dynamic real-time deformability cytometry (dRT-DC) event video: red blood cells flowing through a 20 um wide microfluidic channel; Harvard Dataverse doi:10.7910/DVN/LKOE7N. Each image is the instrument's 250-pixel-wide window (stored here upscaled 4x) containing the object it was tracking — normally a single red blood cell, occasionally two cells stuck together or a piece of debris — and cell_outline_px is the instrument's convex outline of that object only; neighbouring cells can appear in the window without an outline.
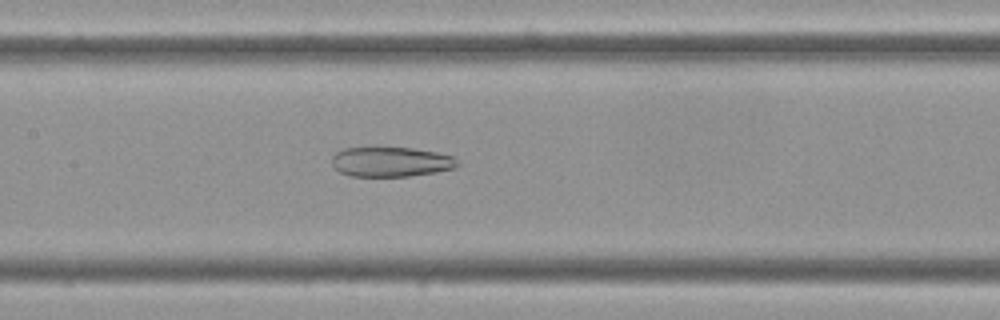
{"species": "Egyptian fruit bat (a non-hibernating species)", "species_latin": "Rousettus aegyptiacus", "temperature_condition": "cold", "stored_images_in_passage": 45, "camera_frame_rate_fps": 3000, "um_per_image_px": 0.085, "frame": {"image": 1, "passage_image": 15, "time_ms": 4.667, "image_size_px": [1000, 320], "cell_outline_px": [[460, 164], [452, 168], [436, 172], [408, 176], [352, 176], [340, 172], [332, 164], [332, 156], [336, 152], [344, 148], [376, 144], [412, 148], [436, 152], [452, 156]], "centroid_in_image_um": [33.16, 13.7], "position_along_channel_um": 174.2, "area_um2": 22.54}}
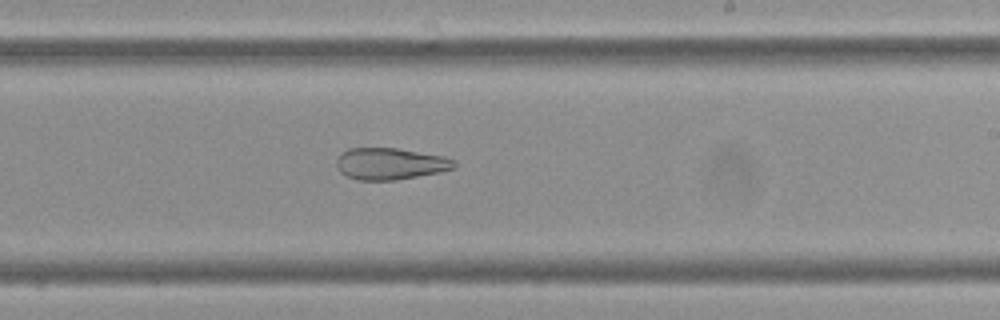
{"frame": {"image": 2, "passage_image": 22, "time_ms": 7.0, "image_size_px": [1000, 320], "cell_outline_px": [[456, 168], [440, 172], [396, 180], [356, 180], [340, 172], [336, 164], [336, 160], [340, 152], [348, 148], [396, 148], [444, 156], [452, 160], [456, 164]], "centroid_in_image_um": [33.14, 13.92], "position_along_channel_um": 255.9, "area_um2": 21.79}}
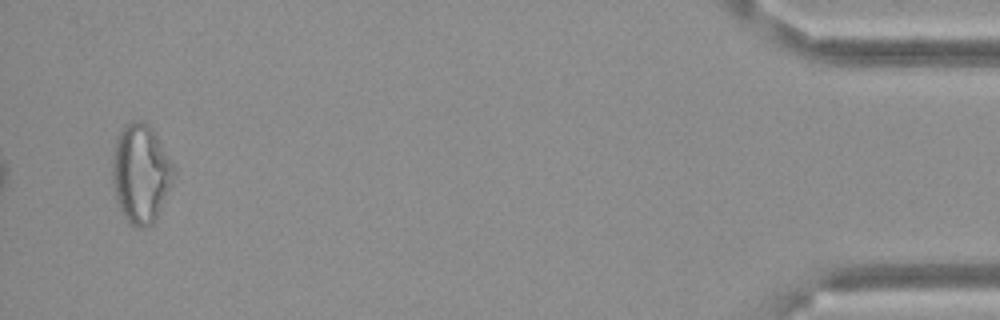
{"frame": {"image": 3, "passage_image": 43, "time_ms": 14.0, "image_size_px": [1000, 320], "cell_outline_px": [[176, 172], [172, 184], [152, 224], [144, 228], [136, 228], [124, 216], [116, 200], [112, 180], [112, 160], [116, 136], [124, 124], [132, 120], [144, 120], [152, 128], [172, 164]], "centroid_in_image_um": [11.94, 14.71], "position_along_channel_um": 423.3, "area_um2": 35.26}, "authors_computed_cell_mechanics": {"area_um2": 26.877, "velocity_mm_per_s": 3.5108, "shape_relaxation_time_tau1_ms": null, "shape_relaxation_time_tau2_ms": 4.1085, "deformation_change_tau1": null, "deformation_change_tau2": 0.1284}}